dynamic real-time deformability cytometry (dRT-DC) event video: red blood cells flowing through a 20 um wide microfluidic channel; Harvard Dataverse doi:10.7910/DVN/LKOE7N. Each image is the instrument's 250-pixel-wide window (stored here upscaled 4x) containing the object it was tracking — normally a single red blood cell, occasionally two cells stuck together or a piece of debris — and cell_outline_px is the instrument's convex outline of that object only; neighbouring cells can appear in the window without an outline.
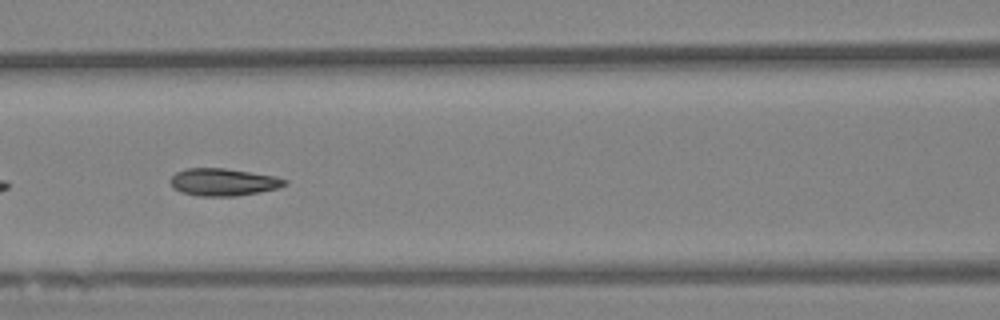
{"species": "Egyptian fruit bat (a non-hibernating species)", "species_latin": "Rousettus aegyptiacus", "temperature_condition": "warm", "stored_images_in_passage": 11, "camera_frame_rate_fps": 3000, "um_per_image_px": 0.085, "animal": {"sex": "female"}, "frame": {"image": 1, "passage_image": 7, "time_ms": 2.0, "image_size_px": [1000, 320], "cell_outline_px": [[288, 184], [276, 188], [260, 192], [236, 196], [200, 196], [180, 192], [172, 188], [168, 180], [176, 172], [188, 168], [224, 168], [276, 176], [288, 180]], "centroid_in_image_um": [18.95, 15.48], "position_along_channel_um": 147.6, "area_um2": 18.38}}
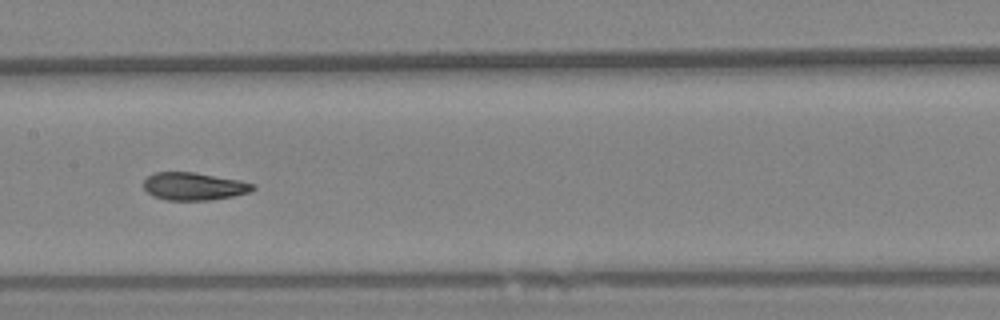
{"frame": {"image": 2, "passage_image": 8, "time_ms": 2.333, "image_size_px": [1000, 320], "cell_outline_px": [[256, 188], [252, 192], [232, 196], [208, 200], [168, 200], [152, 196], [144, 188], [144, 180], [152, 172], [192, 172], [240, 180], [256, 184]], "centroid_in_image_um": [16.5, 15.83], "position_along_channel_um": 190.9, "area_um2": 17.69}}
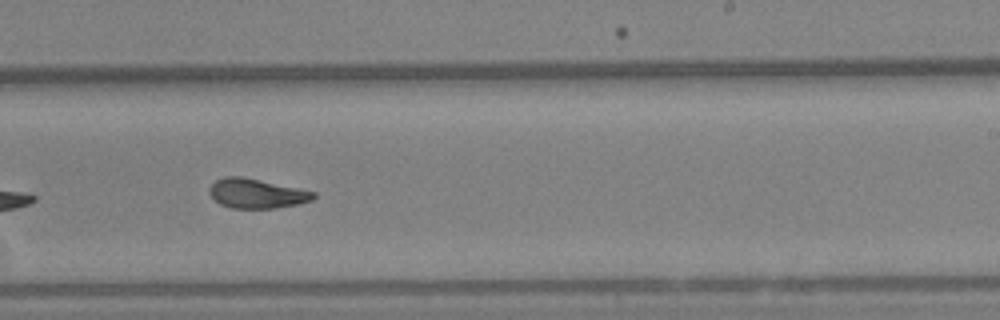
{"frame": {"image": 3, "passage_image": 10, "time_ms": 3.0, "image_size_px": [1000, 320], "cell_outline_px": [[316, 196], [312, 200], [296, 204], [276, 208], [232, 208], [220, 204], [208, 192], [208, 188], [216, 180], [224, 176], [240, 176], [316, 192]], "centroid_in_image_um": [21.78, 16.45], "position_along_channel_um": 267.2, "area_um2": 17.69}}